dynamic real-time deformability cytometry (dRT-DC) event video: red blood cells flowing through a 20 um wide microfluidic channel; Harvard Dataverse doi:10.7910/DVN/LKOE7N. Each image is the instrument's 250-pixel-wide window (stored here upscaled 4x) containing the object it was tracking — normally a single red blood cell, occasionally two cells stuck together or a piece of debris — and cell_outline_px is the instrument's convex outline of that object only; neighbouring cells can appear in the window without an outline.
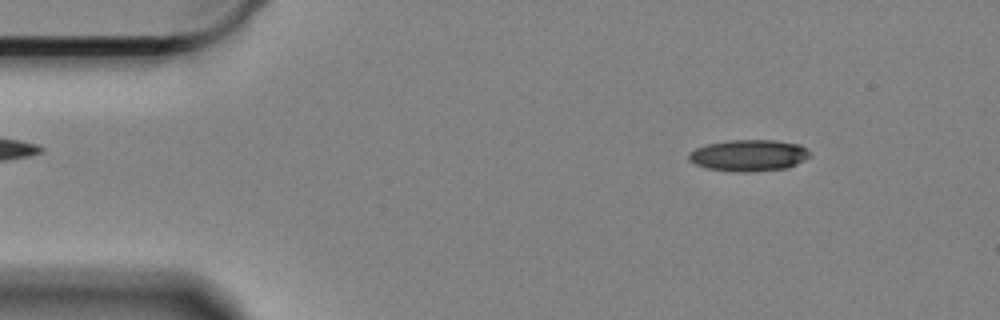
{"species": "Egyptian fruit bat (a non-hibernating species)", "species_latin": "Rousettus aegyptiacus", "temperature_condition": "cold", "stored_images_in_passage": 16, "camera_frame_rate_fps": 3000, "um_per_image_px": 0.085, "animal": {"sex": "female"}, "frame": {"image": 1, "passage_image": 7, "time_ms": 2.0, "image_size_px": [1000, 320], "cell_outline_px": [[812, 156], [788, 168], [748, 172], [744, 172], [708, 168], [696, 164], [688, 160], [688, 152], [696, 148], [708, 144], [728, 140], [776, 140], [800, 144], [812, 152]], "centroid_in_image_um": [63.69, 13.2], "position_along_channel_um": 21.3, "area_um2": 22.31}}